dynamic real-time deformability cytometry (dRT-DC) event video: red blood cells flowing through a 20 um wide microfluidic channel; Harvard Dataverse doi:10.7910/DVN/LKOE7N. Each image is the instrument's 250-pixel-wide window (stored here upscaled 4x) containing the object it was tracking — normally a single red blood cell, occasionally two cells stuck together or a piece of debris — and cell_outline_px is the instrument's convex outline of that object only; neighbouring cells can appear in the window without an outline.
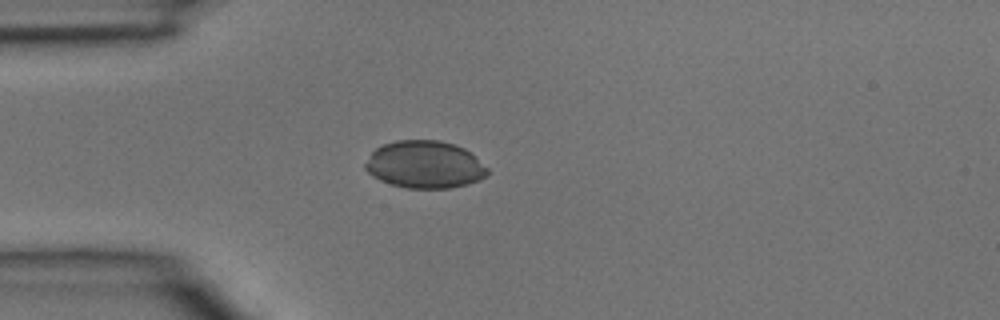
{"species": "common noctule bat (a hibernating species)", "species_latin": "Nyctalus noctula", "temperature_condition": "room temperature", "stored_images_in_passage": 33, "camera_frame_rate_fps": 3000, "um_per_image_px": 0.085, "animal": {"sex": "male", "body_mass_g": 15.6}, "frame": {"image": 1, "passage_image": 1, "time_ms": 0.0, "image_size_px": [1000, 320], "cell_outline_px": [[488, 176], [480, 180], [468, 184], [452, 188], [404, 188], [380, 180], [372, 176], [364, 168], [364, 164], [372, 152], [376, 148], [384, 144], [396, 140], [440, 140], [456, 144], [464, 148], [476, 156], [488, 168]], "centroid_in_image_um": [36.13, 13.99], "position_along_channel_um": 48.9, "area_um2": 34.1}}
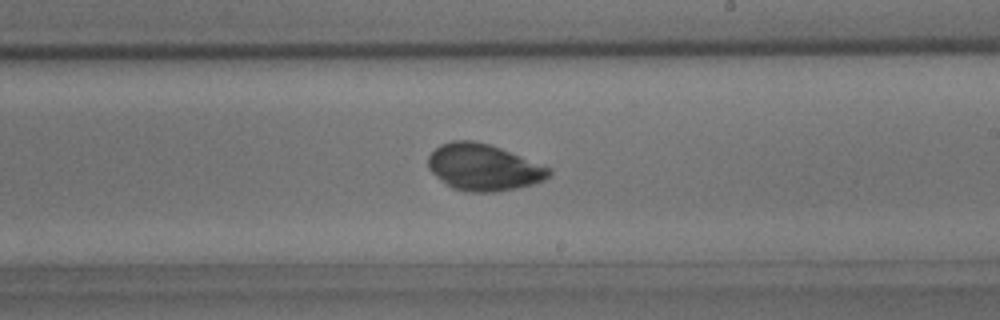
{"frame": {"image": 2, "passage_image": 15, "time_ms": 4.667, "image_size_px": [1000, 320], "cell_outline_px": [[552, 172], [544, 180], [532, 184], [516, 188], [496, 192], [464, 192], [452, 188], [436, 176], [428, 168], [428, 156], [440, 144], [452, 140], [472, 140], [488, 144], [500, 148], [552, 168]], "centroid_in_image_um": [41.09, 14.23], "position_along_channel_um": 247.9, "area_um2": 32.77}}
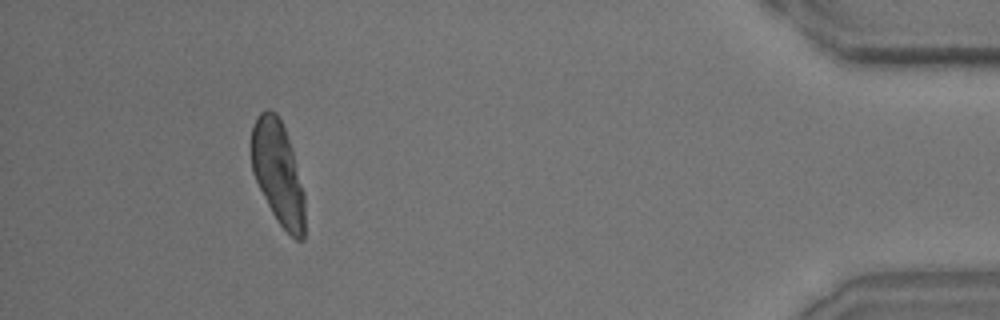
{"frame": {"image": 3, "passage_image": 30, "time_ms": 9.667, "image_size_px": [1000, 320], "cell_outline_px": [[304, 240], [296, 240], [276, 220], [252, 172], [252, 128], [260, 112], [268, 108], [276, 112], [284, 128], [292, 152], [304, 192]], "centroid_in_image_um": [23.63, 14.7], "position_along_channel_um": 411.6, "area_um2": 31.5}}